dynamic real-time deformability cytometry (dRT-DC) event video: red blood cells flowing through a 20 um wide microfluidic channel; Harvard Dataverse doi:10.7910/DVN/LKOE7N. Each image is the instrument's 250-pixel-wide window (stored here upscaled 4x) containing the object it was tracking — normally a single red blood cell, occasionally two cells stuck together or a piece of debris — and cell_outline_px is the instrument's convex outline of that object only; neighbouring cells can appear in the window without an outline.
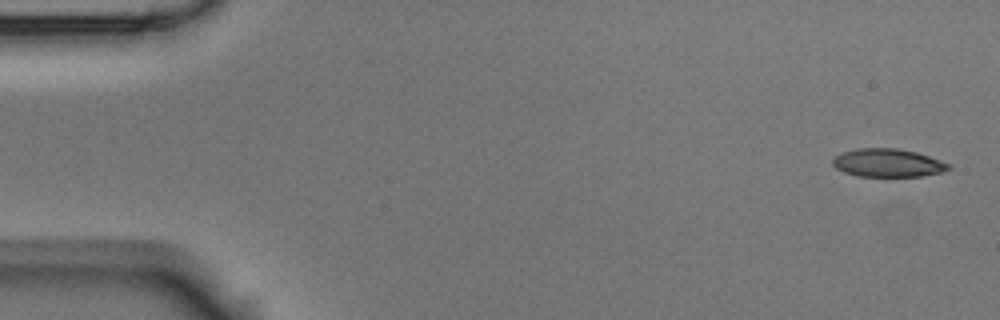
{"species": "Egyptian fruit bat (a non-hibernating species)", "species_latin": "Rousettus aegyptiacus", "temperature_condition": "room temperature", "stored_images_in_passage": 9, "camera_frame_rate_fps": 3000, "um_per_image_px": 0.085, "animal": {"sex": "male"}, "frame": {"image": 1, "passage_image": 1, "time_ms": 0.0, "image_size_px": [1000, 320], "cell_outline_px": [[952, 168], [944, 172], [920, 176], [856, 176], [844, 172], [836, 168], [832, 164], [832, 160], [840, 152], [856, 148], [896, 148], [916, 152], [952, 164]], "centroid_in_image_um": [75.47, 13.84], "position_along_channel_um": 9.5, "area_um2": 19.19}}
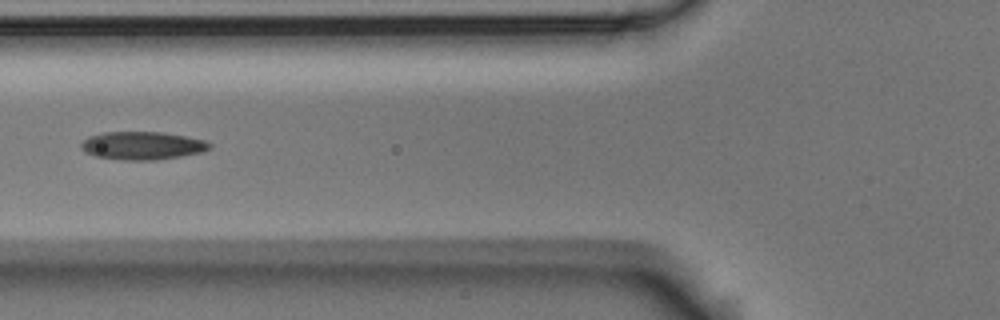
{"frame": {"image": 2, "passage_image": 6, "time_ms": 1.667, "image_size_px": [1000, 320], "cell_outline_px": [[212, 144], [204, 152], [156, 160], [124, 160], [96, 156], [84, 152], [80, 148], [80, 144], [88, 136], [104, 132], [160, 132], [184, 136], [204, 140]], "centroid_in_image_um": [12.06, 12.38], "position_along_channel_um": 113.7, "area_um2": 20.92}}
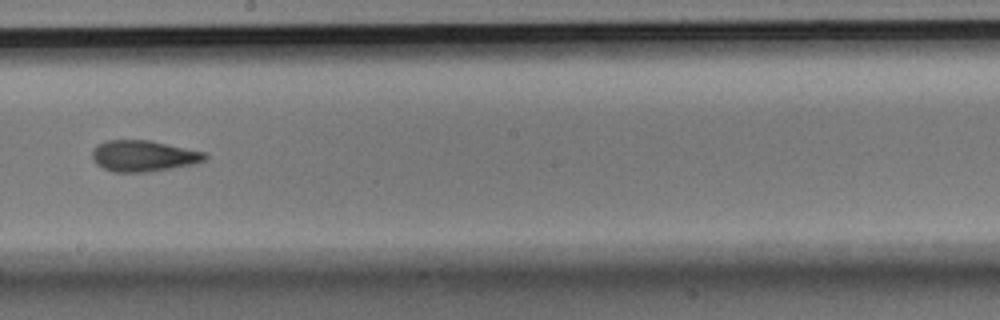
{"frame": {"image": 3, "passage_image": 9, "time_ms": 2.667, "image_size_px": [1000, 320], "cell_outline_px": [[208, 156], [204, 160], [192, 164], [172, 168], [144, 172], [112, 172], [96, 164], [92, 156], [92, 152], [100, 144], [108, 140], [148, 140], [204, 152]], "centroid_in_image_um": [12.18, 13.26], "position_along_channel_um": 236.0, "area_um2": 20.06}}